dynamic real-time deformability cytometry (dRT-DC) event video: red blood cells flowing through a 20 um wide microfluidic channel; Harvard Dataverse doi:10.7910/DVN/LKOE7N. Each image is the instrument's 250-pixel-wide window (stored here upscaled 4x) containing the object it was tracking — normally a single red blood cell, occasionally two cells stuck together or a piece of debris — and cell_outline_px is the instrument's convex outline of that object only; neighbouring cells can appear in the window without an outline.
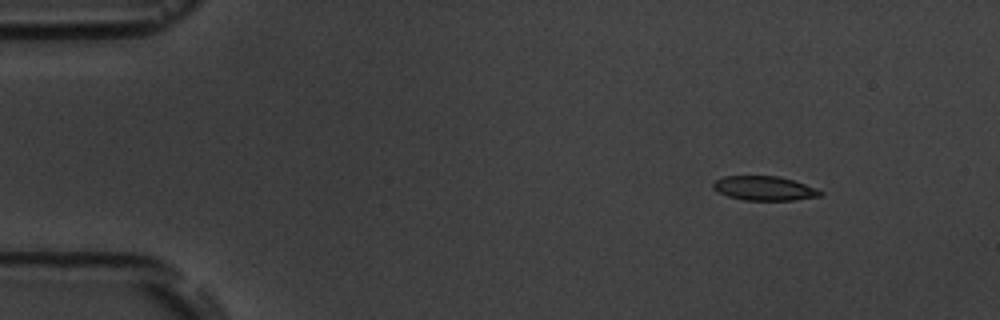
{"species": "common noctule bat (a hibernating species)", "species_latin": "Nyctalus noctula", "temperature_condition": "room temperature", "stored_images_in_passage": 7, "camera_frame_rate_fps": 3000, "um_per_image_px": 0.085, "animal": {"sex": "male", "body_mass_g": 19.5, "forearm_length_mm": 54.6}, "frame": {"image": 1, "passage_image": 3, "time_ms": 2.0, "image_size_px": [1000, 320], "cell_outline_px": [[824, 196], [796, 200], [744, 200], [728, 196], [712, 188], [712, 184], [716, 180], [724, 176], [780, 176], [816, 188], [824, 192]], "centroid_in_image_um": [65.01, 16.01], "position_along_channel_um": 20.0, "area_um2": 15.2}}
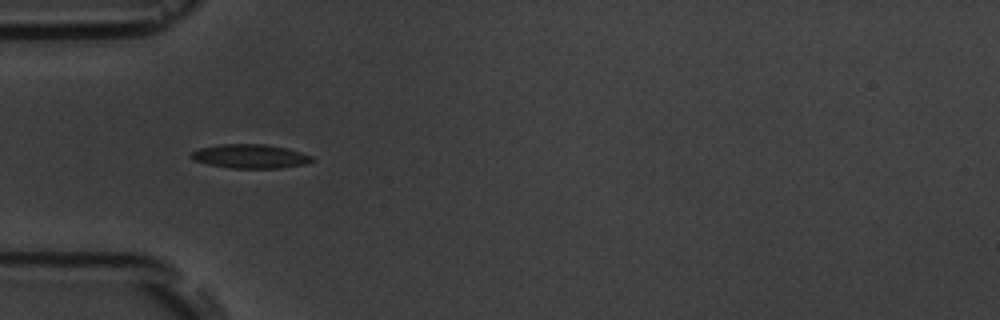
{"frame": {"image": 2, "passage_image": 6, "time_ms": 5.667, "image_size_px": [1000, 320], "cell_outline_px": [[316, 160], [304, 164], [280, 168], [228, 168], [208, 164], [192, 160], [188, 156], [192, 152], [200, 148], [220, 144], [268, 144], [288, 148], [312, 156]], "centroid_in_image_um": [21.26, 13.28], "position_along_channel_um": 63.7, "area_um2": 17.05}}
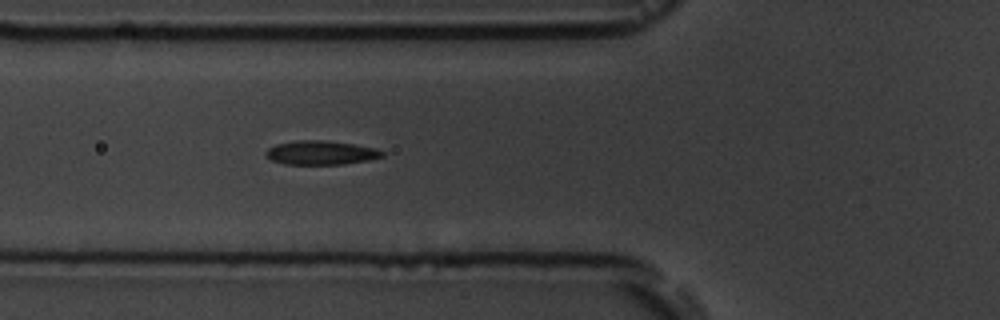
{"frame": {"image": 3, "passage_image": 7, "time_ms": 6.667, "image_size_px": [1000, 320], "cell_outline_px": [[384, 156], [368, 160], [344, 164], [284, 164], [272, 160], [264, 156], [264, 152], [268, 148], [276, 144], [300, 140], [320, 140], [352, 144], [376, 148], [384, 152]], "centroid_in_image_um": [27.25, 12.98], "position_along_channel_um": 98.6, "area_um2": 16.18}}